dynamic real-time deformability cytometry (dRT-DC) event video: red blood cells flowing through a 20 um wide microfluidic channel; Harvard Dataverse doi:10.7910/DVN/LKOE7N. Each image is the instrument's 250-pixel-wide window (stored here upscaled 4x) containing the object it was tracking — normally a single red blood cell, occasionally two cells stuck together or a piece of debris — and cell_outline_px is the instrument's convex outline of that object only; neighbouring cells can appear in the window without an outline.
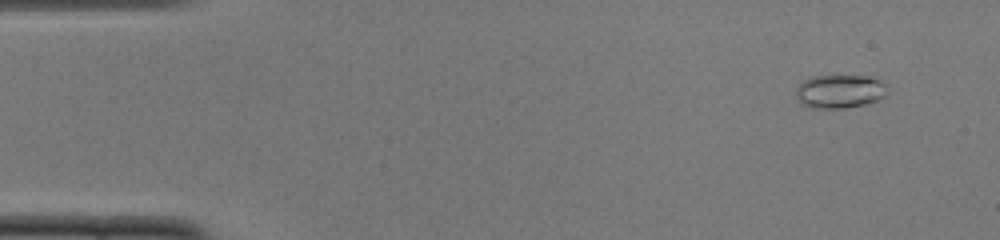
{"species": "common noctule bat (a hibernating species)", "species_latin": "Nyctalus noctula", "temperature_condition": "cold", "stored_images_in_passage": 51, "camera_frame_rate_fps": 3000, "um_per_image_px": 0.085, "animal": {"sex": "female", "body_mass_g": 22.0, "forearm_length_mm": 56.7}, "frame": {"image": 1, "passage_image": 4, "time_ms": 1.0, "image_size_px": [1000, 240], "cell_outline_px": [[888, 92], [884, 96], [868, 104], [844, 108], [812, 108], [800, 104], [796, 96], [796, 88], [800, 80], [812, 76], [868, 76], [880, 80], [888, 84]], "centroid_in_image_um": [71.37, 7.76], "position_along_channel_um": 13.6, "area_um2": 18.26}}
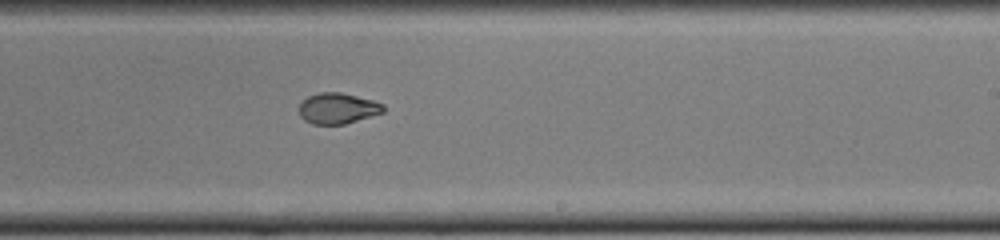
{"frame": {"image": 2, "passage_image": 31, "time_ms": 10.0, "image_size_px": [1000, 240], "cell_outline_px": [[384, 112], [344, 124], [312, 124], [304, 120], [300, 116], [300, 104], [308, 96], [320, 92], [340, 92], [372, 100], [384, 104]], "centroid_in_image_um": [28.7, 9.21], "position_along_channel_um": 260.3, "area_um2": 14.97}}
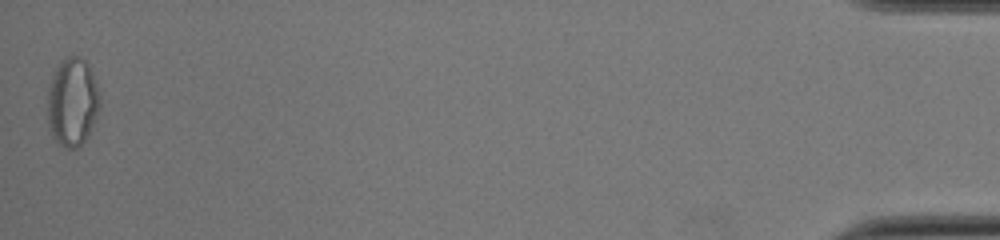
{"frame": {"image": 3, "passage_image": 51, "time_ms": 16.667, "image_size_px": [1000, 240], "cell_outline_px": [[100, 108], [88, 136], [76, 148], [68, 148], [60, 144], [52, 136], [48, 124], [48, 88], [52, 76], [60, 60], [68, 56], [80, 56], [88, 64], [92, 72], [100, 92]], "centroid_in_image_um": [6.17, 8.65], "position_along_channel_um": 429.0, "area_um2": 27.05}, "authors_computed_cell_mechanics": {"area_um2": 16.3574, "velocity_mm_per_s": 3.9225, "shape_relaxation_time_tau1_ms": 3.8486, "shape_relaxation_time_tau2_ms": 1.897, "deformation_change_tau1": 0.1694, "deformation_change_tau2": 0.0616}}